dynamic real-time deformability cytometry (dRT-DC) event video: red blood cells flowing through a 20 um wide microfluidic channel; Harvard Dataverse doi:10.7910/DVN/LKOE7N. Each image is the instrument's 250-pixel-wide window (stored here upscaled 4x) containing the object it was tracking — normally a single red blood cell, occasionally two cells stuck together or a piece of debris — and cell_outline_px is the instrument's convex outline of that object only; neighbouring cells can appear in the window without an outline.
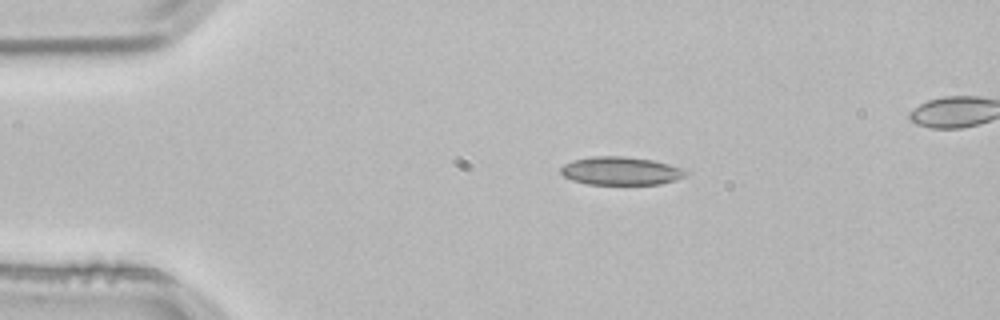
{"species": "common noctule bat (a hibernating species)", "species_latin": "Nyctalus noctula", "temperature_condition": "room temperature", "stored_images_in_passage": 4, "camera_frame_rate_fps": 3000, "um_per_image_px": 0.085, "animal": {"sex": "male", "body_mass_g": 21.5, "forearm_length_mm": 52.0}, "frame": {"image": 1, "passage_image": 2, "time_ms": 0.333, "image_size_px": [1000, 320], "cell_outline_px": [[692, 172], [688, 176], [676, 180], [660, 184], [588, 184], [572, 180], [564, 176], [560, 172], [560, 168], [564, 164], [572, 160], [592, 156], [624, 156], [652, 160], [684, 168]], "centroid_in_image_um": [52.82, 14.52], "position_along_channel_um": 32.2, "area_um2": 20.81}}